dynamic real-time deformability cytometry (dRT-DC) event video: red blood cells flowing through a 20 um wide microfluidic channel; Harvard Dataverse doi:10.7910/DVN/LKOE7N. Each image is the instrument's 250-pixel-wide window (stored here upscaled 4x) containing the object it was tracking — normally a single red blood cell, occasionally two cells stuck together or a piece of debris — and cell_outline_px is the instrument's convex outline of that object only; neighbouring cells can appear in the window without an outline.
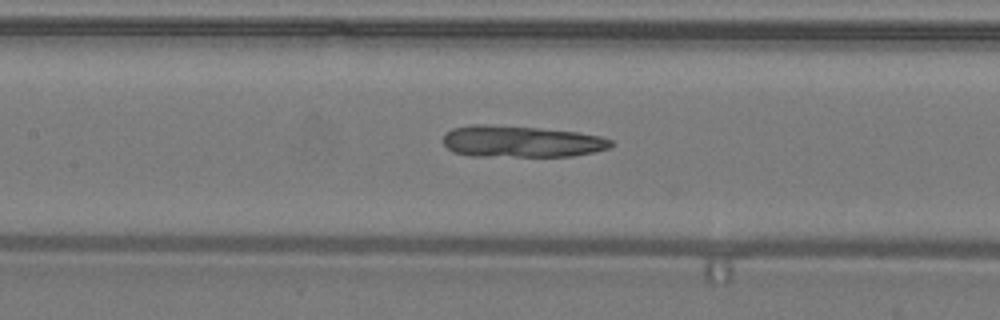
{"species": "common noctule bat (a hibernating species)", "species_latin": "Nyctalus noctula", "temperature_condition": "warm", "stored_images_in_passage": 31, "camera_frame_rate_fps": 3000, "um_per_image_px": 0.085, "animal": {"sex": "male", "body_mass_g": 19.2, "forearm_length_mm": 51.8}, "frame": {"image": 1, "passage_image": 9, "time_ms": 2.667, "image_size_px": [1000, 320], "cell_outline_px": [[612, 144], [608, 148], [592, 152], [572, 156], [472, 156], [452, 152], [444, 144], [444, 136], [452, 128], [468, 124], [484, 124], [536, 128], [576, 132], [600, 136], [612, 140]], "centroid_in_image_um": [44.25, 12.03], "position_along_channel_um": 163.1, "area_um2": 30.69}}
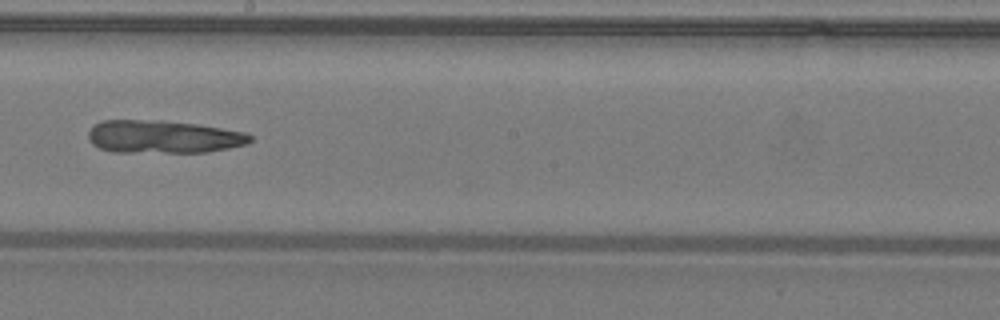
{"frame": {"image": 2, "passage_image": 14, "time_ms": 4.333, "image_size_px": [1000, 320], "cell_outline_px": [[252, 140], [244, 144], [228, 148], [204, 152], [112, 152], [100, 148], [92, 144], [88, 140], [88, 132], [92, 124], [100, 120], [160, 120], [196, 124], [244, 132], [252, 136]], "centroid_in_image_um": [13.79, 11.62], "position_along_channel_um": 234.4, "area_um2": 31.04}}
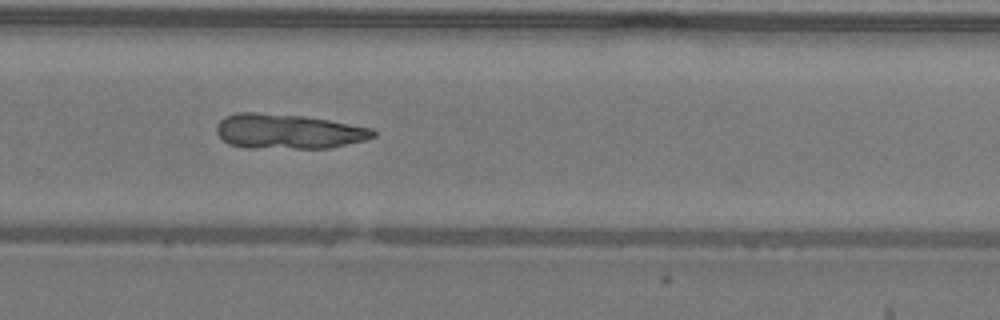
{"frame": {"image": 3, "passage_image": 19, "time_ms": 6.0, "image_size_px": [1000, 320], "cell_outline_px": [[376, 136], [364, 140], [332, 148], [244, 148], [228, 144], [216, 132], [216, 124], [224, 116], [236, 112], [256, 112], [304, 116], [328, 120], [372, 128], [376, 132]], "centroid_in_image_um": [24.46, 11.17], "position_along_channel_um": 305.3, "area_um2": 32.02}}